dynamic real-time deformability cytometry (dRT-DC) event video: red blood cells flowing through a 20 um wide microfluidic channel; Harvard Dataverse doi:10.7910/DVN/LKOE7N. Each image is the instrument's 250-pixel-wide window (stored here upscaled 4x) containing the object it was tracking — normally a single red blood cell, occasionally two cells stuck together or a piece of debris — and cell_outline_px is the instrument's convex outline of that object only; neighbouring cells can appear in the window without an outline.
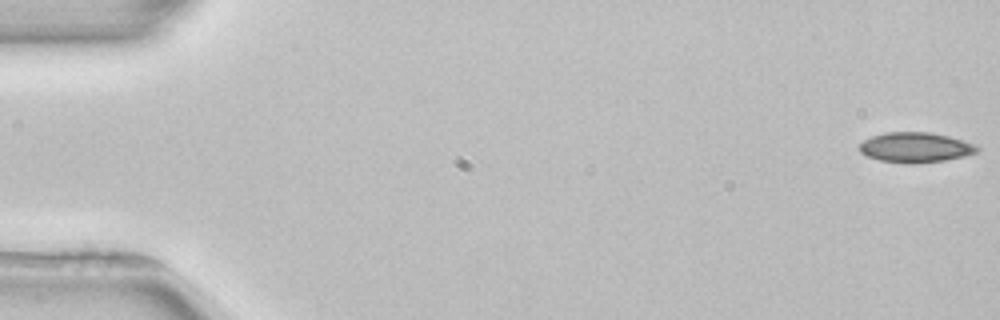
{"species": "common noctule bat (a hibernating species)", "species_latin": "Nyctalus noctula", "temperature_condition": "room temperature", "stored_images_in_passage": 49, "camera_frame_rate_fps": 3000, "um_per_image_px": 0.085, "animal": {"sex": "female", "body_mass_g": 22.7, "forearm_length_mm": 54.2}, "frame": {"image": 1, "passage_image": 1, "time_ms": 0.0, "image_size_px": [1000, 320], "cell_outline_px": [[980, 148], [976, 152], [964, 156], [944, 160], [880, 160], [868, 156], [860, 152], [860, 144], [864, 140], [872, 136], [884, 132], [928, 132], [948, 136], [972, 144]], "centroid_in_image_um": [77.79, 12.47], "position_along_channel_um": 7.2, "area_um2": 19.36}}
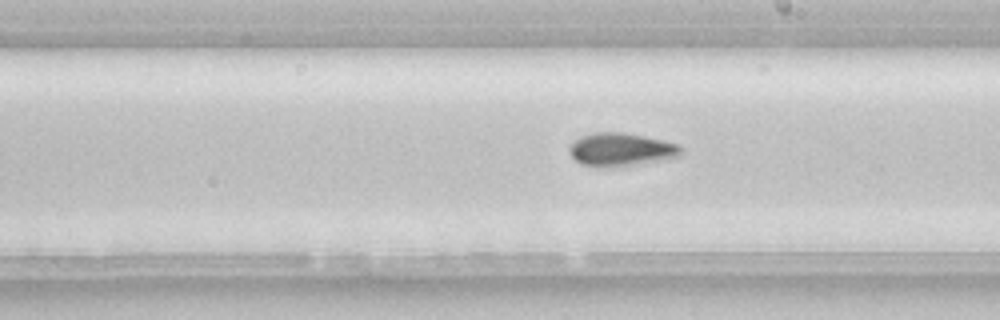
{"frame": {"image": 2, "passage_image": 30, "time_ms": 9.667, "image_size_px": [1000, 320], "cell_outline_px": [[684, 152], [680, 156], [668, 160], [612, 168], [604, 168], [580, 164], [568, 152], [568, 148], [580, 136], [592, 132], [624, 132], [664, 140], [680, 144], [684, 148]], "centroid_in_image_um": [52.85, 12.73], "position_along_channel_um": 236.2, "area_um2": 22.31}, "authors_computed_cell_mechanics": {"area_um2": 20.4034, "velocity_mm_per_s": 3.9494, "shape_relaxation_time_tau1_ms": 6.0038, "shape_relaxation_time_tau2_ms": null, "deformation_change_tau1": 0.1247, "deformation_change_tau2": null}}